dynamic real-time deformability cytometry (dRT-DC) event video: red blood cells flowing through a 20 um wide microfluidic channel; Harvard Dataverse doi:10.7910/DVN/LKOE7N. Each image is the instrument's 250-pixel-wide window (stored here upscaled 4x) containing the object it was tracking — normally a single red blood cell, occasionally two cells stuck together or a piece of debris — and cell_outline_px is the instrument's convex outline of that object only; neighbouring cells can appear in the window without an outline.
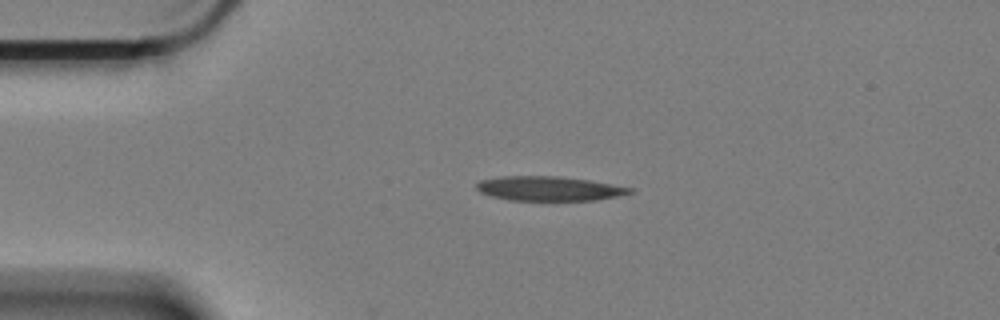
{"species": "Egyptian fruit bat (a non-hibernating species)", "species_latin": "Rousettus aegyptiacus", "temperature_condition": "cold", "stored_images_in_passage": 31, "camera_frame_rate_fps": 3000, "um_per_image_px": 0.085, "animal": {"sex": "female"}, "frame": {"image": 1, "passage_image": 1, "time_ms": 0.0, "image_size_px": [1000, 320], "cell_outline_px": [[636, 192], [596, 200], [512, 200], [492, 196], [480, 192], [476, 188], [476, 184], [480, 180], [500, 176], [560, 176], [588, 180], [632, 188]], "centroid_in_image_um": [46.65, 16.02], "position_along_channel_um": 38.3, "area_um2": 21.68}}
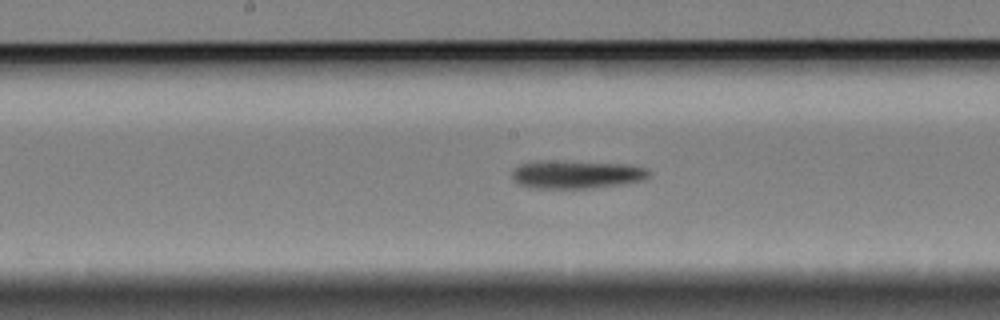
{"frame": {"image": 2, "passage_image": 18, "time_ms": 5.667, "image_size_px": [1000, 320], "cell_outline_px": [[652, 172], [644, 180], [620, 184], [592, 188], [528, 188], [516, 184], [512, 180], [512, 168], [520, 164], [540, 160], [556, 160], [628, 164], [644, 168]], "centroid_in_image_um": [48.92, 14.82], "position_along_channel_um": 199.3, "area_um2": 22.89}}
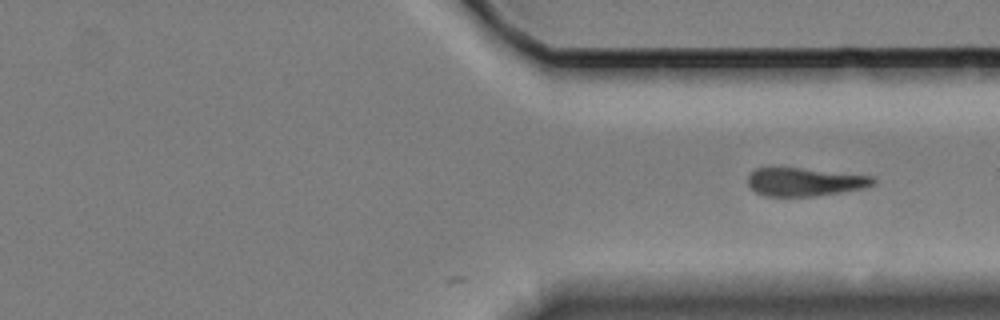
{"frame": {"image": 3, "passage_image": 31, "time_ms": 10.0, "image_size_px": [1000, 320], "cell_outline_px": [[876, 184], [864, 188], [840, 192], [812, 196], [768, 196], [756, 192], [748, 184], [748, 176], [756, 168], [772, 164], [872, 176], [876, 180]], "centroid_in_image_um": [68.36, 15.41], "position_along_channel_um": 343.0, "area_um2": 21.21}}